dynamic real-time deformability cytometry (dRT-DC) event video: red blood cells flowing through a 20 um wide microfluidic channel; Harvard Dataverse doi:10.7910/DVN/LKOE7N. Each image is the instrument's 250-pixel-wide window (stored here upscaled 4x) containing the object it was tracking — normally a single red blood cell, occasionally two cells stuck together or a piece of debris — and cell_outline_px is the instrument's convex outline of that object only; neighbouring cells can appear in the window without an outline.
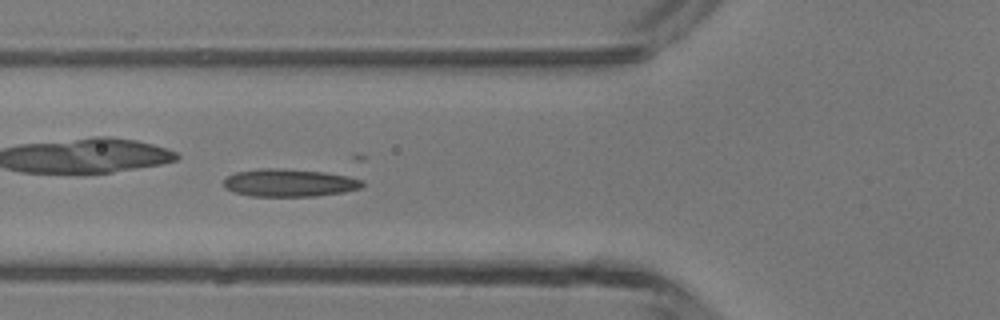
{"species": "common noctule bat (a hibernating species)", "species_latin": "Nyctalus noctula", "temperature_condition": "room temperature", "stored_images_in_passage": 38, "camera_frame_rate_fps": 3000, "um_per_image_px": 0.085, "animal": {"sex": "male", "body_mass_g": 13.3}, "frame": {"image": 1, "passage_image": 8, "time_ms": 2.333, "image_size_px": [1000, 320], "cell_outline_px": [[364, 184], [360, 188], [344, 192], [316, 196], [252, 196], [232, 192], [224, 188], [224, 180], [228, 176], [236, 172], [260, 168], [276, 168], [324, 172], [364, 180]], "centroid_in_image_um": [24.56, 15.54], "position_along_channel_um": 101.2, "area_um2": 22.31}}
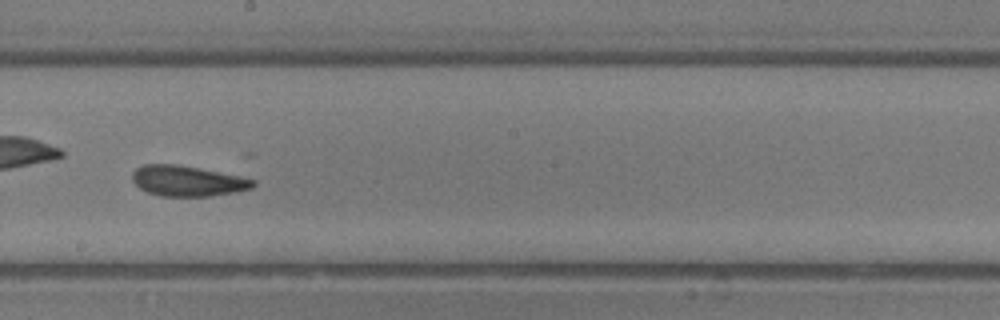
{"frame": {"image": 2, "passage_image": 17, "time_ms": 5.333, "image_size_px": [1000, 320], "cell_outline_px": [[256, 184], [252, 188], [236, 192], [212, 196], [160, 196], [148, 192], [140, 188], [132, 180], [132, 172], [136, 168], [144, 164], [176, 164], [200, 168], [240, 176], [256, 180]], "centroid_in_image_um": [15.95, 15.38], "position_along_channel_um": 232.3, "area_um2": 21.56}}
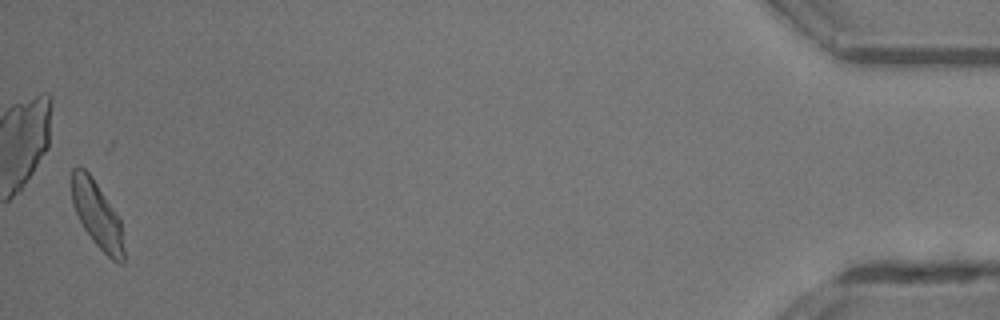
{"frame": {"image": 3, "passage_image": 37, "time_ms": 12.0, "image_size_px": [1000, 320], "cell_outline_px": [[124, 264], [120, 264], [112, 260], [92, 240], [84, 228], [72, 204], [72, 168], [84, 168], [92, 176], [120, 220], [124, 248]], "centroid_in_image_um": [8.26, 18.28], "position_along_channel_um": 426.9, "area_um2": 19.83}, "authors_computed_cell_mechanics": {"area_um2": 20.8369, "velocity_mm_per_s": 4.3569, "shape_relaxation_time_tau1_ms": 2.8307, "shape_relaxation_time_tau2_ms": 1.3422, "deformation_change_tau1": 0.119, "deformation_change_tau2": 0.086}}